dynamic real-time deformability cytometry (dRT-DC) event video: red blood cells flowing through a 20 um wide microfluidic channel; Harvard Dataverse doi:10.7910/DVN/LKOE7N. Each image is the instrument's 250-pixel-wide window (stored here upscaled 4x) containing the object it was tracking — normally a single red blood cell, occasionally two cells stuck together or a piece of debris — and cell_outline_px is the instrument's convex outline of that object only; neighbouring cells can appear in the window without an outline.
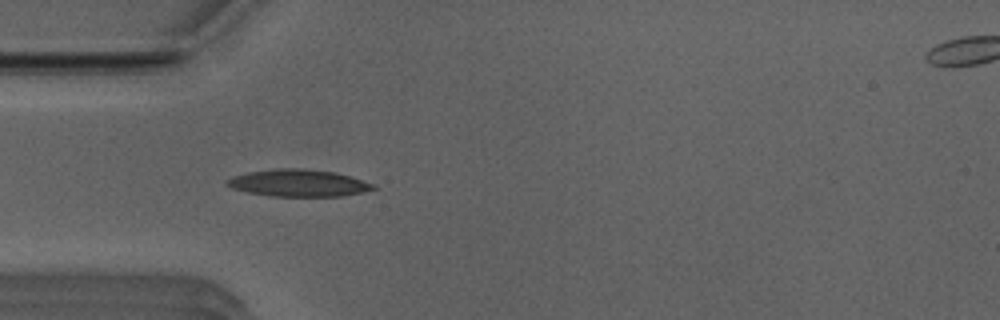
{"species": "Egyptian fruit bat (a non-hibernating species)", "species_latin": "Rousettus aegyptiacus", "temperature_condition": "room temperature", "stored_images_in_passage": 22, "camera_frame_rate_fps": 3000, "um_per_image_px": 0.085, "animal": {"sex": "male"}, "frame": {"image": 1, "passage_image": 6, "time_ms": 1.667, "image_size_px": [1000, 320], "cell_outline_px": [[376, 188], [360, 192], [340, 196], [268, 196], [248, 192], [232, 188], [224, 184], [224, 180], [232, 176], [248, 172], [276, 168], [304, 168], [336, 172], [376, 184]], "centroid_in_image_um": [25.32, 15.54], "position_along_channel_um": 59.7, "area_um2": 23.18}}
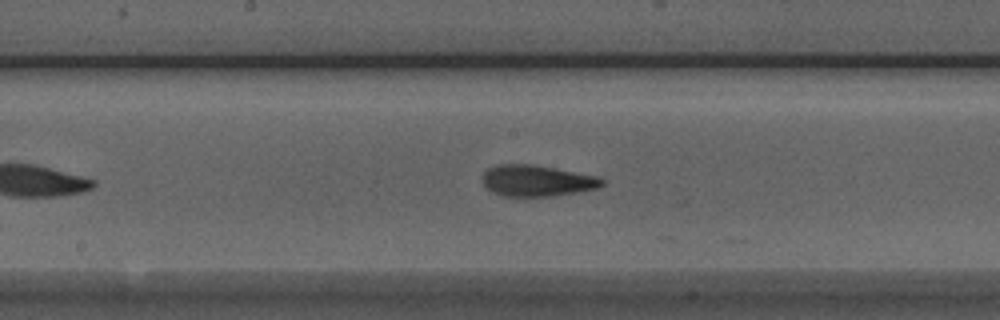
{"frame": {"image": 2, "passage_image": 17, "time_ms": 5.333, "image_size_px": [1000, 320], "cell_outline_px": [[608, 180], [604, 184], [596, 188], [576, 192], [552, 196], [500, 196], [492, 192], [484, 184], [484, 172], [488, 168], [496, 164], [532, 164], [600, 176]], "centroid_in_image_um": [45.68, 15.35], "position_along_channel_um": 202.5, "area_um2": 21.85}}
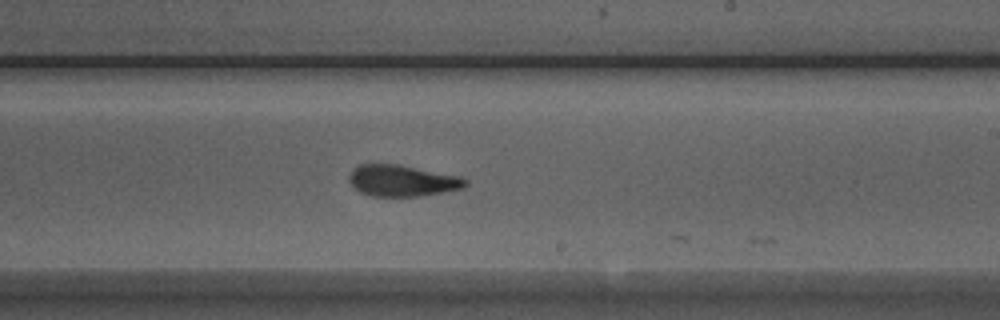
{"frame": {"image": 3, "passage_image": 21, "time_ms": 6.667, "image_size_px": [1000, 320], "cell_outline_px": [[468, 184], [464, 188], [444, 192], [420, 196], [368, 196], [360, 192], [348, 180], [348, 176], [360, 164], [400, 164], [460, 176], [468, 180]], "centroid_in_image_um": [34.23, 15.36], "position_along_channel_um": 254.8, "area_um2": 21.33}}